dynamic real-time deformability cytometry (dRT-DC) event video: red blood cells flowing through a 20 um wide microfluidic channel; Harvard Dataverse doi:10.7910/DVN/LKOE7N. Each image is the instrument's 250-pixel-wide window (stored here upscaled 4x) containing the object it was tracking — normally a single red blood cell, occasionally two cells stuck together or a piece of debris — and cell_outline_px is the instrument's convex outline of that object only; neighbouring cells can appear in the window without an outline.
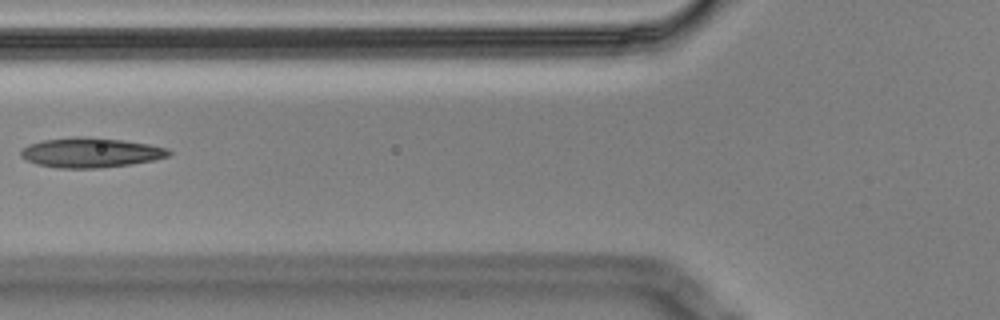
{"species": "Egyptian fruit bat (a non-hibernating species)", "species_latin": "Rousettus aegyptiacus", "temperature_condition": "cold", "stored_images_in_passage": 7, "camera_frame_rate_fps": 3000, "um_per_image_px": 0.085, "animal": {"sex": "male"}, "frame": {"image": 1, "passage_image": 7, "time_ms": 2.0, "image_size_px": [1000, 320], "cell_outline_px": [[172, 152], [168, 156], [152, 160], [132, 164], [100, 168], [56, 168], [36, 164], [20, 156], [20, 152], [28, 144], [44, 140], [72, 136], [84, 136], [124, 140], [148, 144], [168, 148]], "centroid_in_image_um": [7.7, 12.97], "position_along_channel_um": 118.1, "area_um2": 25.78}}